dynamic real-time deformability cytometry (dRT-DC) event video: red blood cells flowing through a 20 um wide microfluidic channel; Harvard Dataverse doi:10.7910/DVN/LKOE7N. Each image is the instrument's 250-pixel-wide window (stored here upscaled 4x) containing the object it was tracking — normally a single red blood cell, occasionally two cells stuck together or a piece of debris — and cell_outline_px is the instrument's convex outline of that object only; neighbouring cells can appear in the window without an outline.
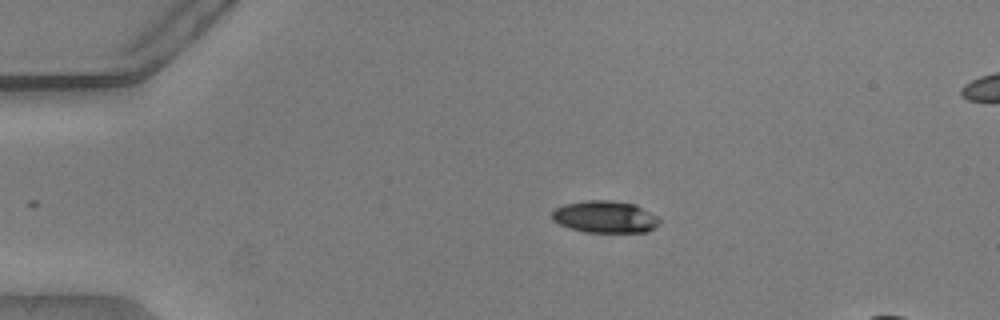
{"species": "common noctule bat (a hibernating species)", "species_latin": "Nyctalus noctula", "temperature_condition": "warm", "stored_images_in_passage": 27, "camera_frame_rate_fps": 3000, "um_per_image_px": 0.085, "animal": {"sex": "male", "body_mass_g": 20.5, "forearm_length_mm": 52.5}, "frame": {"image": 1, "passage_image": 1, "time_ms": 0.0, "image_size_px": [1000, 320], "cell_outline_px": [[660, 224], [656, 228], [648, 232], [584, 232], [568, 228], [552, 220], [552, 212], [556, 208], [564, 204], [588, 200], [612, 200], [636, 204], [656, 216], [660, 220]], "centroid_in_image_um": [51.44, 18.44], "position_along_channel_um": 33.6, "area_um2": 20.23}}
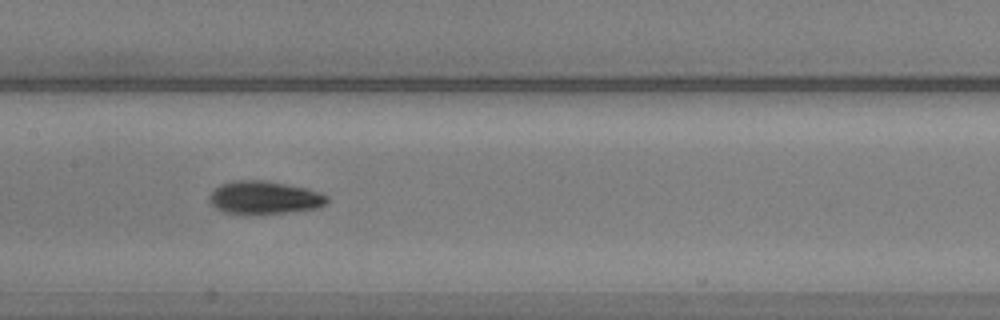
{"frame": {"image": 2, "passage_image": 17, "time_ms": 5.333, "image_size_px": [1000, 320], "cell_outline_px": [[328, 204], [320, 208], [248, 216], [224, 212], [216, 208], [208, 200], [208, 196], [220, 184], [232, 180], [264, 180], [308, 188], [320, 192], [328, 196]], "centroid_in_image_um": [22.47, 16.81], "position_along_channel_um": 184.9, "area_um2": 23.18}}
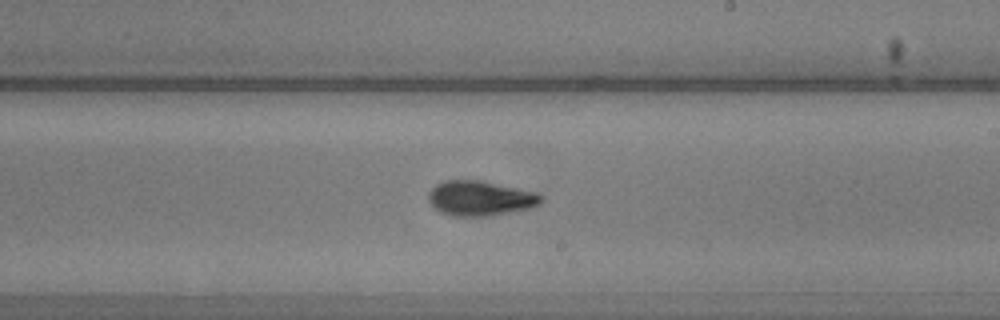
{"frame": {"image": 3, "passage_image": 22, "time_ms": 7.0, "image_size_px": [1000, 320], "cell_outline_px": [[544, 200], [540, 204], [532, 208], [492, 216], [452, 216], [440, 212], [428, 200], [428, 192], [436, 184], [444, 180], [480, 180], [536, 192]], "centroid_in_image_um": [40.82, 16.86], "position_along_channel_um": 248.2, "area_um2": 23.06}}